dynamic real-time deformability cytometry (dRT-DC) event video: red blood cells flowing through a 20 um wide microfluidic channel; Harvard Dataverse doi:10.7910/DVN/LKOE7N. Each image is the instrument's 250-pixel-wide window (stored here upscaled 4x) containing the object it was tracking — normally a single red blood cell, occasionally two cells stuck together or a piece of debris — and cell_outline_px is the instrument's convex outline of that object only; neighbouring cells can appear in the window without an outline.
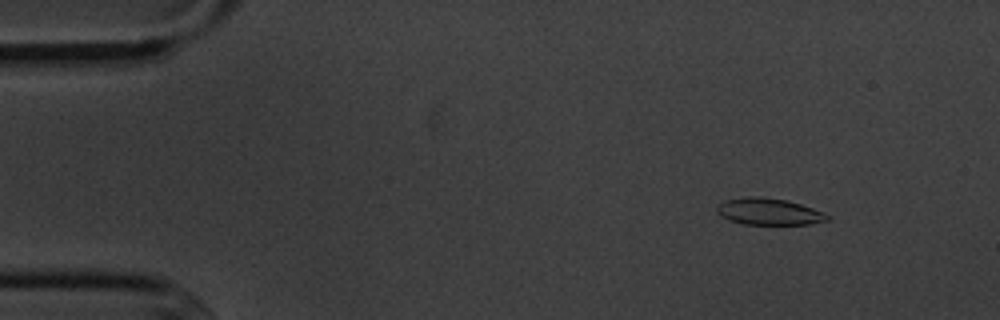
{"species": "common noctule bat (a hibernating species)", "species_latin": "Nyctalus noctula", "temperature_condition": "cold", "stored_images_in_passage": 7, "camera_frame_rate_fps": 3000, "um_per_image_px": 0.085, "animal": {"sex": "male", "body_mass_g": 20.1, "forearm_length_mm": 53.5}, "frame": {"image": 1, "passage_image": 2, "time_ms": 1.0, "image_size_px": [1000, 320], "cell_outline_px": [[828, 220], [808, 224], [744, 224], [728, 220], [720, 216], [716, 212], [716, 208], [724, 200], [748, 196], [760, 196], [784, 200], [800, 204], [824, 212], [828, 216]], "centroid_in_image_um": [65.3, 17.98], "position_along_channel_um": 19.7, "area_um2": 17.05}}
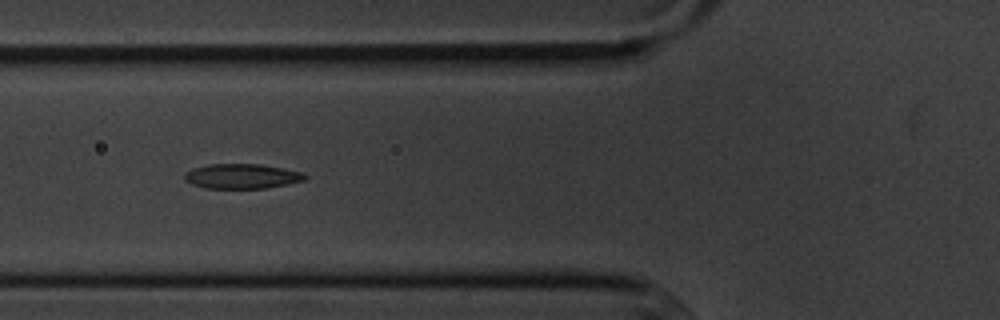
{"frame": {"image": 2, "passage_image": 6, "time_ms": 5.667, "image_size_px": [1000, 320], "cell_outline_px": [[308, 176], [304, 180], [288, 184], [268, 188], [204, 188], [192, 184], [184, 180], [184, 172], [192, 168], [208, 164], [260, 164], [284, 168], [304, 172]], "centroid_in_image_um": [20.56, 14.97], "position_along_channel_um": 105.2, "area_um2": 17.63}}
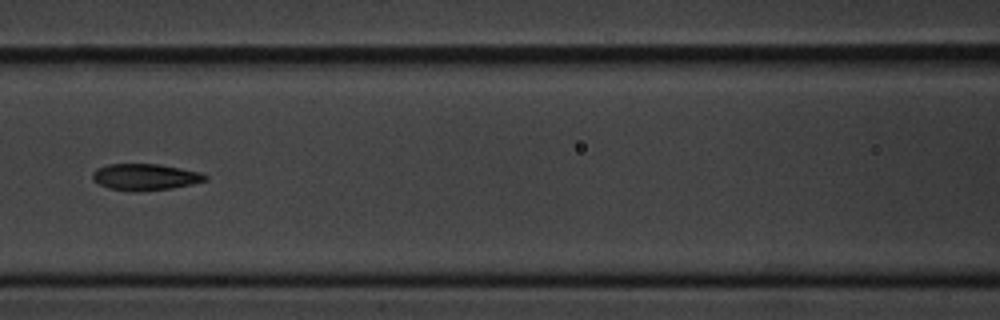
{"frame": {"image": 3, "passage_image": 7, "time_ms": 7.0, "image_size_px": [1000, 320], "cell_outline_px": [[208, 180], [192, 184], [172, 188], [132, 192], [108, 188], [92, 180], [92, 172], [96, 168], [108, 164], [160, 164], [200, 172], [208, 176]], "centroid_in_image_um": [12.32, 15.04], "position_along_channel_um": 154.3, "area_um2": 17.51}}